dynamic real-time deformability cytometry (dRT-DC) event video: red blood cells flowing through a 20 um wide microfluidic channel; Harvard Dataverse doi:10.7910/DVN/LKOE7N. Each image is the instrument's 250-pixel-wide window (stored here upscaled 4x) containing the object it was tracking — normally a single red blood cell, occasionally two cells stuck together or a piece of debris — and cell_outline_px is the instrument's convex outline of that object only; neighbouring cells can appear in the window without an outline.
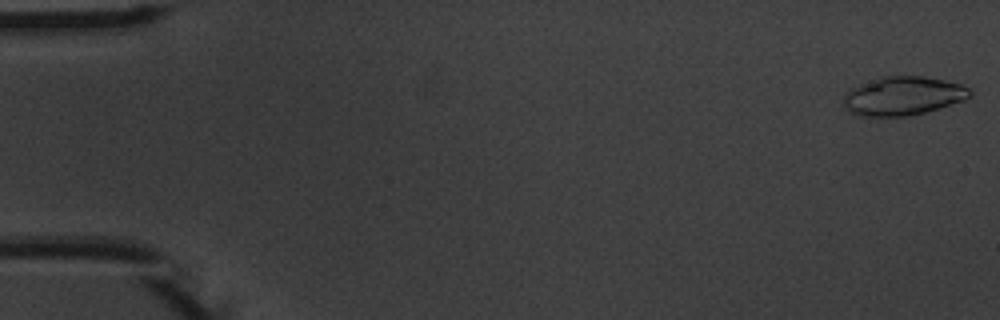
{"species": "common noctule bat (a hibernating species)", "species_latin": "Nyctalus noctula", "temperature_condition": "warm", "stored_images_in_passage": 5, "camera_frame_rate_fps": 3000, "um_per_image_px": 0.085, "animal": {"sex": "male", "body_mass_g": 20.1, "forearm_length_mm": 53.5}, "frame": {"image": 1, "passage_image": 1, "time_ms": 0.0, "image_size_px": [1000, 320], "cell_outline_px": [[972, 96], [964, 100], [924, 112], [908, 116], [860, 116], [852, 112], [844, 104], [844, 96], [852, 88], [880, 76], [924, 76], [944, 80], [960, 84], [968, 88], [972, 92]], "centroid_in_image_um": [76.78, 8.14], "position_along_channel_um": 8.2, "area_um2": 28.15}}